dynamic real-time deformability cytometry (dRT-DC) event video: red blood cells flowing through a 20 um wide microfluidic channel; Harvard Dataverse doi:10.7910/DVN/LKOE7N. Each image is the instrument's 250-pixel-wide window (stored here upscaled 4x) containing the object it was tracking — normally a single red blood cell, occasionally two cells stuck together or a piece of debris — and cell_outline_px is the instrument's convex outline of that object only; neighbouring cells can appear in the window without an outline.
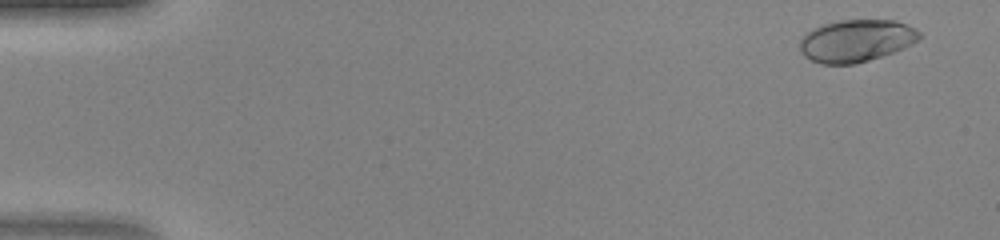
{"species": "human", "species_latin": "Homo sapiens", "temperature_condition": "warm", "stored_images_in_passage": 48, "camera_frame_rate_fps": 3000, "um_per_image_px": 0.085, "donor": {"sex": "female"}, "frame": {"image": 1, "passage_image": 3, "time_ms": 0.667, "image_size_px": [1000, 240], "cell_outline_px": [[920, 36], [912, 44], [904, 48], [856, 64], [820, 64], [804, 56], [800, 48], [800, 40], [804, 32], [824, 24], [840, 20], [896, 20], [916, 28], [920, 32]], "centroid_in_image_um": [72.76, 3.45], "position_along_channel_um": 12.2, "area_um2": 29.42}}
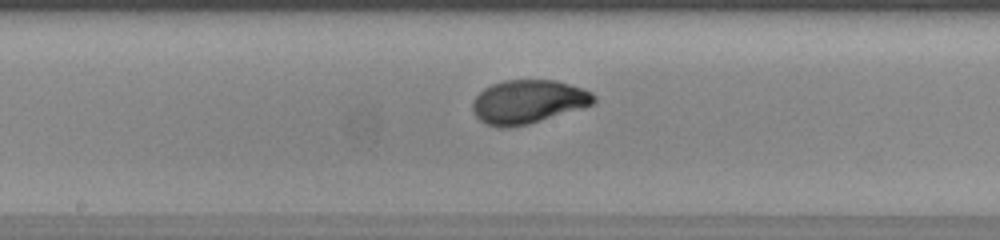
{"frame": {"image": 2, "passage_image": 26, "time_ms": 8.333, "image_size_px": [1000, 240], "cell_outline_px": [[596, 104], [584, 108], [528, 124], [508, 128], [500, 128], [484, 124], [472, 112], [472, 104], [476, 96], [484, 88], [492, 84], [504, 80], [556, 80], [584, 88], [592, 92], [596, 96]], "centroid_in_image_um": [44.92, 8.65], "position_along_channel_um": 203.3, "area_um2": 31.27}}
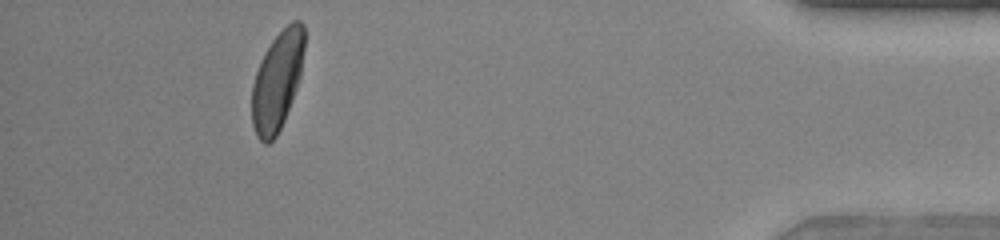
{"frame": {"image": 3, "passage_image": 44, "time_ms": 14.333, "image_size_px": [1000, 240], "cell_outline_px": [[304, 48], [300, 76], [296, 88], [284, 120], [276, 136], [268, 144], [264, 144], [256, 136], [252, 124], [252, 84], [260, 60], [264, 52], [272, 40], [292, 20], [300, 20], [304, 24]], "centroid_in_image_um": [23.55, 6.87], "position_along_channel_um": 411.6, "area_um2": 30.11}}